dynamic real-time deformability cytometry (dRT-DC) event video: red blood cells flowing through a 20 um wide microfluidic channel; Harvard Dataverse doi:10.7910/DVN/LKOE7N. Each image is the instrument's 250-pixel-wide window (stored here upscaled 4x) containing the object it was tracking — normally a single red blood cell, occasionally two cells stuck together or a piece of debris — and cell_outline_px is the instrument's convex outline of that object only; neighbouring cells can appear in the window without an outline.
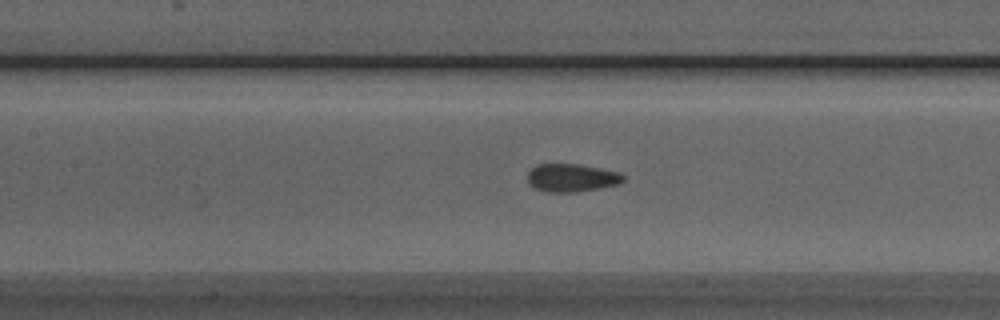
{"species": "Egyptian fruit bat (a non-hibernating species)", "species_latin": "Rousettus aegyptiacus", "temperature_condition": "room temperature", "stored_images_in_passage": 37, "camera_frame_rate_fps": 3000, "um_per_image_px": 0.085, "animal": {"sex": "male"}, "frame": {"image": 1, "passage_image": 8, "time_ms": 2.333, "image_size_px": [1000, 320], "cell_outline_px": [[624, 180], [616, 184], [600, 188], [576, 192], [548, 192], [536, 188], [528, 184], [528, 172], [536, 164], [576, 164], [620, 172], [624, 176]], "centroid_in_image_um": [48.56, 15.11], "position_along_channel_um": 158.8, "area_um2": 15.49}}
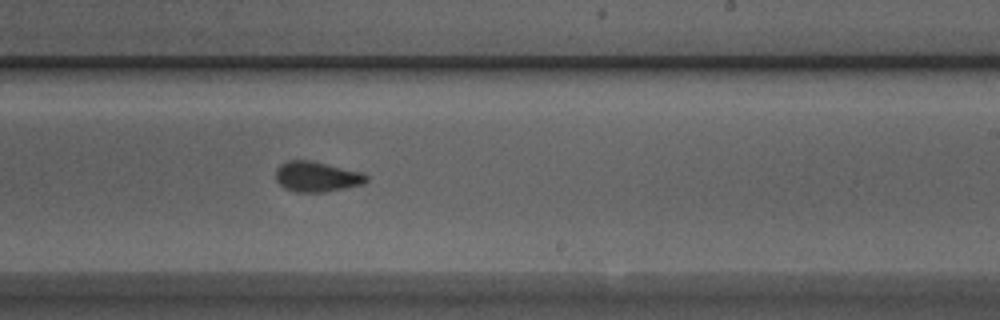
{"frame": {"image": 2, "passage_image": 16, "time_ms": 5.0, "image_size_px": [1000, 320], "cell_outline_px": [[368, 180], [364, 184], [324, 192], [296, 192], [284, 188], [276, 180], [276, 168], [280, 164], [288, 160], [312, 160], [364, 172], [368, 176]], "centroid_in_image_um": [26.94, 15.0], "position_along_channel_um": 262.1, "area_um2": 16.24}}
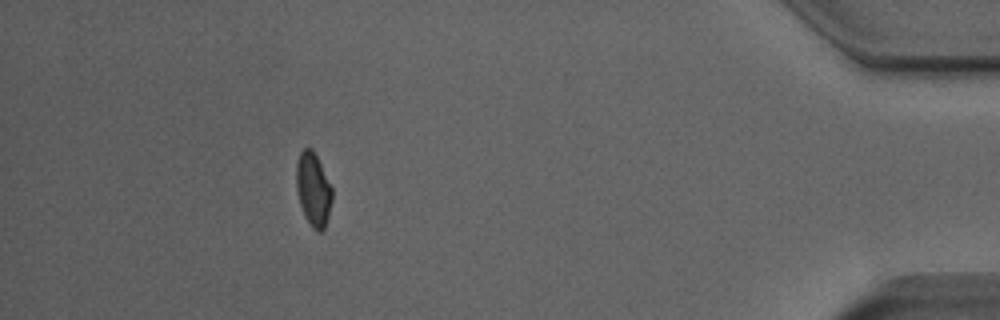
{"frame": {"image": 3, "passage_image": 32, "time_ms": 10.333, "image_size_px": [1000, 320], "cell_outline_px": [[332, 200], [328, 216], [324, 228], [320, 232], [316, 232], [312, 228], [304, 216], [300, 204], [296, 188], [296, 164], [300, 152], [304, 148], [312, 148], [332, 188]], "centroid_in_image_um": [26.61, 16.12], "position_along_channel_um": 408.6, "area_um2": 15.26}, "authors_computed_cell_mechanics": {"area_um2": 16.0684, "velocity_mm_per_s": 3.882, "shape_relaxation_time_tau1_ms": 3.7801, "shape_relaxation_time_tau2_ms": 0.8441, "deformation_change_tau1": 0.0861, "deformation_change_tau2": 0.0514}}